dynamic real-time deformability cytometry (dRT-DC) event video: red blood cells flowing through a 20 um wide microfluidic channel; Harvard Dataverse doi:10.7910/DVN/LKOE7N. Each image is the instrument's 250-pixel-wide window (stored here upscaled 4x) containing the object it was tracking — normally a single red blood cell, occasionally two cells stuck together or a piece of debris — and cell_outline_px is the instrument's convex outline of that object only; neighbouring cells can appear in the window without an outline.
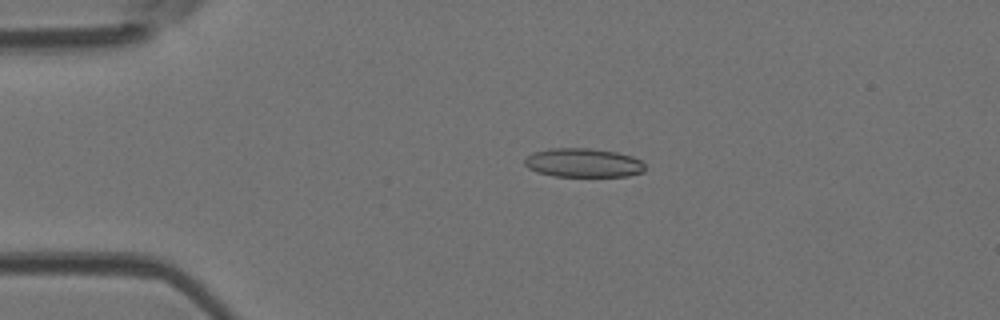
{"species": "Egyptian fruit bat (a non-hibernating species)", "species_latin": "Rousettus aegyptiacus", "temperature_condition": "room temperature", "stored_images_in_passage": 4, "camera_frame_rate_fps": 3000, "um_per_image_px": 0.085, "animal": {"sex": "female"}, "frame": {"image": 1, "passage_image": 3, "time_ms": 0.667, "image_size_px": [1000, 320], "cell_outline_px": [[648, 168], [644, 172], [628, 176], [552, 176], [536, 172], [528, 168], [524, 164], [524, 156], [532, 152], [548, 148], [588, 148], [616, 152], [632, 156], [640, 160]], "centroid_in_image_um": [49.55, 13.84], "position_along_channel_um": 35.4, "area_um2": 20.63}}